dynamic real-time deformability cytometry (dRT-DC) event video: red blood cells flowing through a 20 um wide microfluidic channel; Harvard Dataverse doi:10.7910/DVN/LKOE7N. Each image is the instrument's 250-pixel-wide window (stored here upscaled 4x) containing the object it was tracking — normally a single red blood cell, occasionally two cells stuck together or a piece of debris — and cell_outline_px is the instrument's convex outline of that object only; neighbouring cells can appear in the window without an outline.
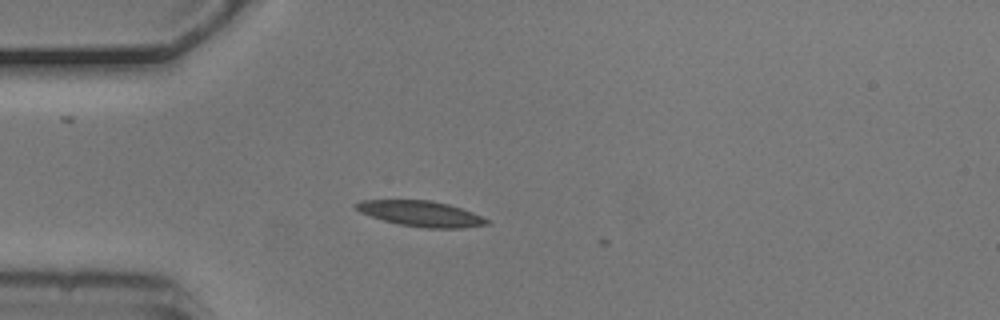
{"species": "common noctule bat (a hibernating species)", "species_latin": "Nyctalus noctula", "temperature_condition": "cold", "stored_images_in_passage": 4, "camera_frame_rate_fps": 3000, "um_per_image_px": 0.085, "animal": {"sex": "male", "body_mass_g": 20.5, "forearm_length_mm": 52.5}, "frame": {"image": 1, "passage_image": 4, "time_ms": 1.0, "image_size_px": [1000, 320], "cell_outline_px": [[488, 224], [460, 228], [428, 228], [400, 224], [384, 220], [360, 212], [352, 204], [360, 200], [432, 200], [448, 204], [472, 212], [488, 220]], "centroid_in_image_um": [35.74, 18.15], "position_along_channel_um": 49.3, "area_um2": 19.19}}